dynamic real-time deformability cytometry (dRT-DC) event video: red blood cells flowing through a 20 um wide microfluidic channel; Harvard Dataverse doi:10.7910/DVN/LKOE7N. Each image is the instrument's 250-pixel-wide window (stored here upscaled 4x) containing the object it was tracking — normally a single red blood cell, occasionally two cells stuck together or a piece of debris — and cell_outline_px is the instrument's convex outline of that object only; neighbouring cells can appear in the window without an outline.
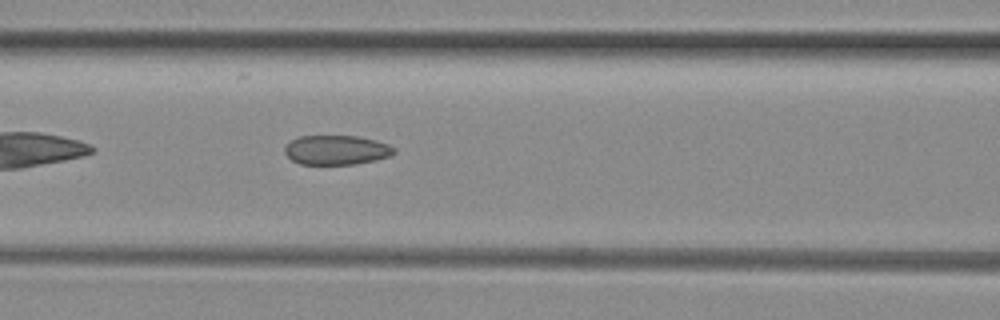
{"species": "common noctule bat (a hibernating species)", "species_latin": "Nyctalus noctula", "temperature_condition": "room temperature", "stored_images_in_passage": 5, "camera_frame_rate_fps": 3000, "um_per_image_px": 0.085, "animal": {"sex": "female", "body_mass_g": 29.2, "forearm_length_mm": 56.3}, "frame": {"image": 1, "passage_image": 5, "time_ms": 1.333, "image_size_px": [1000, 320], "cell_outline_px": [[396, 152], [388, 156], [376, 160], [356, 164], [300, 164], [292, 160], [284, 152], [284, 148], [292, 140], [300, 136], [360, 136], [376, 140], [388, 144], [396, 148]], "centroid_in_image_um": [28.62, 12.75], "position_along_channel_um": 138.0, "area_um2": 18.79}}